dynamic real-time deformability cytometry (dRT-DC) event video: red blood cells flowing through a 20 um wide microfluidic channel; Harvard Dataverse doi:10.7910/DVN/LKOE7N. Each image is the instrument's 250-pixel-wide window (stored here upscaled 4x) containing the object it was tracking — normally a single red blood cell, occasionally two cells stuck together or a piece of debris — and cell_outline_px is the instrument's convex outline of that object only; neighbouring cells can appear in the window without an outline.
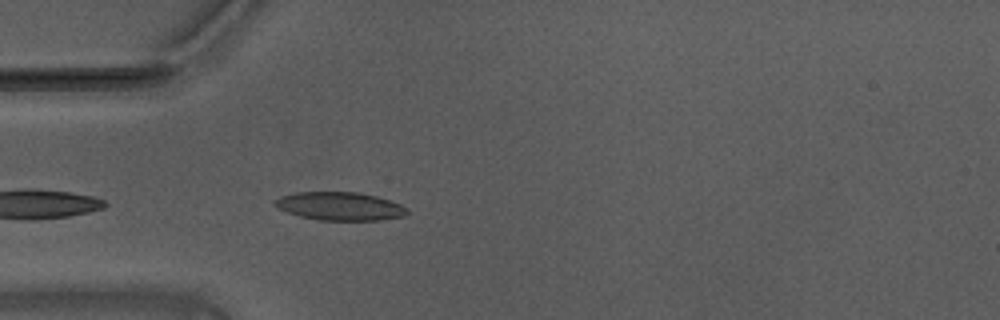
{"species": "Egyptian fruit bat (a non-hibernating species)", "species_latin": "Rousettus aegyptiacus", "temperature_condition": "warm", "stored_images_in_passage": 6, "camera_frame_rate_fps": 3000, "um_per_image_px": 0.085, "animal": {"sex": "male"}, "frame": {"image": 1, "passage_image": 2, "time_ms": 0.333, "image_size_px": [1000, 320], "cell_outline_px": [[408, 216], [380, 220], [320, 220], [300, 216], [276, 208], [272, 204], [272, 200], [280, 196], [296, 192], [360, 192], [376, 196], [400, 204], [408, 208]], "centroid_in_image_um": [28.88, 17.52], "position_along_channel_um": 56.1, "area_um2": 22.02}}
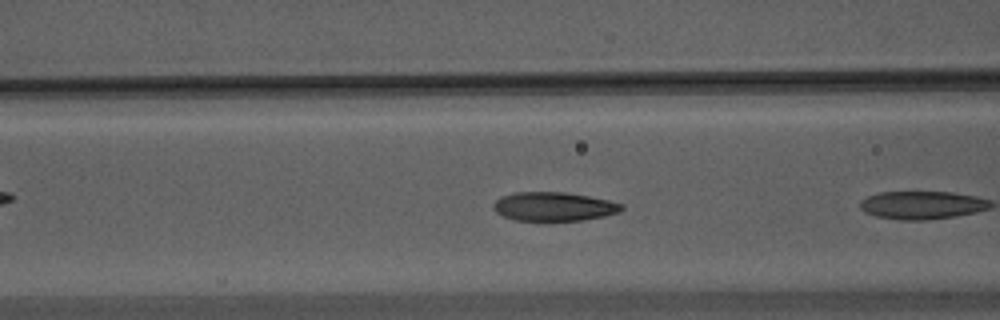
{"frame": {"image": 2, "passage_image": 5, "time_ms": 1.333, "image_size_px": [1000, 320], "cell_outline_px": [[624, 208], [620, 212], [604, 216], [584, 220], [544, 224], [516, 220], [504, 216], [496, 212], [492, 208], [492, 204], [496, 200], [504, 196], [516, 192], [564, 192], [588, 196], [608, 200], [624, 204]], "centroid_in_image_um": [47.07, 17.61], "position_along_channel_um": 119.5, "area_um2": 22.43}}